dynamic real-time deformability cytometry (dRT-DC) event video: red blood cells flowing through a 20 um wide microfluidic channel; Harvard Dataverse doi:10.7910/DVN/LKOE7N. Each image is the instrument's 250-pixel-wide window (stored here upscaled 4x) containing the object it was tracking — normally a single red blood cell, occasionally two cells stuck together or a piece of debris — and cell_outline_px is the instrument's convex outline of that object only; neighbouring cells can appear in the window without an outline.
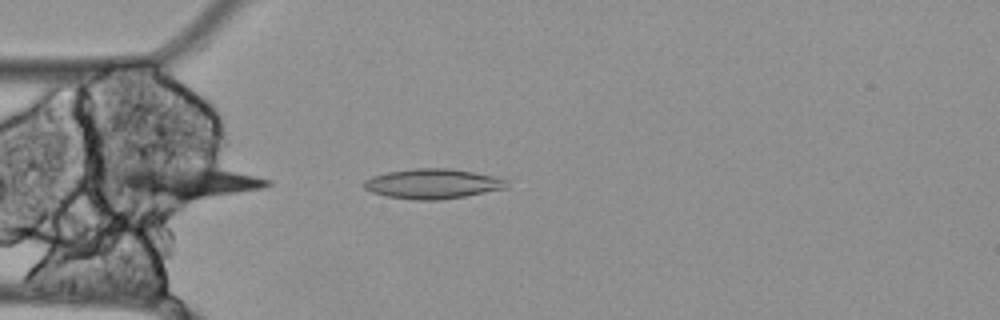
{"species": "Egyptian fruit bat (a non-hibernating species)", "species_latin": "Rousettus aegyptiacus", "temperature_condition": "cold", "stored_images_in_passage": 5, "camera_frame_rate_fps": 3000, "um_per_image_px": 0.085, "animal": {"sex": "female"}, "frame": {"image": 1, "passage_image": 5, "time_ms": 1.333, "image_size_px": [1000, 320], "cell_outline_px": [[508, 188], [464, 196], [440, 200], [416, 200], [388, 196], [372, 192], [364, 188], [360, 184], [364, 180], [372, 176], [388, 172], [412, 168], [448, 168], [500, 176], [508, 180]], "centroid_in_image_um": [36.81, 15.61], "position_along_channel_um": 48.2, "area_um2": 25.14}}